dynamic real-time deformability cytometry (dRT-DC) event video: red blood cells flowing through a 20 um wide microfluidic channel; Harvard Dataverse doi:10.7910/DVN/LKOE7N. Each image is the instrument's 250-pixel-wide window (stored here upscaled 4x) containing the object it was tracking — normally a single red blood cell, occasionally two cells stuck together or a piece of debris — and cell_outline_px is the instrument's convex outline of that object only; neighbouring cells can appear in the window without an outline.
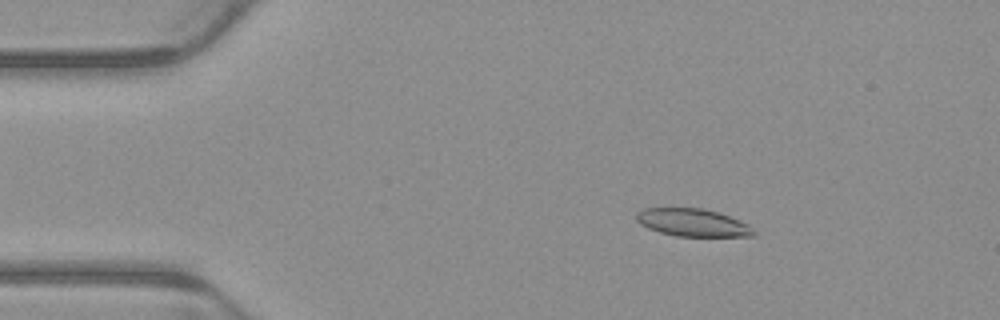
{"species": "common noctule bat (a hibernating species)", "species_latin": "Nyctalus noctula", "temperature_condition": "warm", "stored_images_in_passage": 4, "camera_frame_rate_fps": 3000, "um_per_image_px": 0.085, "animal": {"sex": "male", "body_mass_g": 23.1, "forearm_length_mm": 52.7}, "frame": {"image": 1, "passage_image": 3, "time_ms": 0.667, "image_size_px": [1000, 320], "cell_outline_px": [[756, 236], [676, 236], [660, 232], [648, 228], [640, 224], [636, 220], [636, 212], [640, 208], [704, 208], [720, 212], [740, 220], [748, 224], [756, 232]], "centroid_in_image_um": [58.88, 18.91], "position_along_channel_um": 26.1, "area_um2": 19.13}}
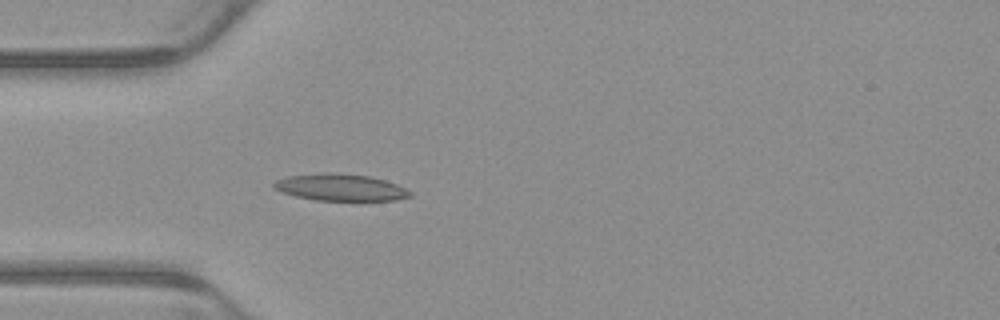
{"frame": {"image": 2, "passage_image": 4, "time_ms": 1.0, "image_size_px": [1000, 320], "cell_outline_px": [[412, 196], [396, 200], [316, 200], [296, 196], [272, 188], [272, 184], [276, 180], [288, 176], [320, 172], [340, 172], [372, 176], [396, 184], [412, 192]], "centroid_in_image_um": [28.93, 15.91], "position_along_channel_um": 56.1, "area_um2": 21.44}}